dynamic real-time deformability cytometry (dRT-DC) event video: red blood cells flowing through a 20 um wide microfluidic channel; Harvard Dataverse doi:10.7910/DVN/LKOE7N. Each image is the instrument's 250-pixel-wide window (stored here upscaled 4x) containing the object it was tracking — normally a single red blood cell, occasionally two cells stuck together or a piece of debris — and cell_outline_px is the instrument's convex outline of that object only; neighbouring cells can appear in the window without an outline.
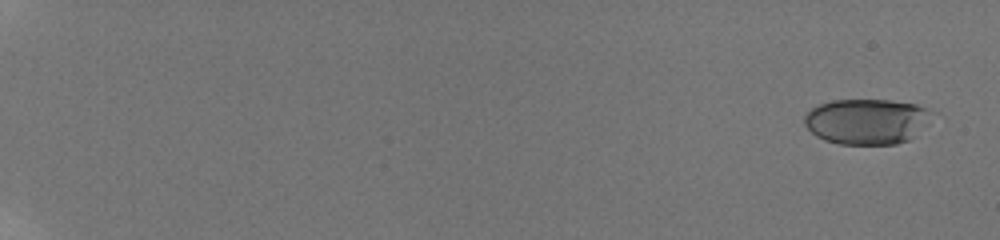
{"species": "human", "species_latin": "Homo sapiens", "temperature_condition": "room temperature", "stored_images_in_passage": 15, "camera_frame_rate_fps": 3000, "um_per_image_px": 0.085, "donor": {"sex": "male"}, "frame": {"image": 1, "passage_image": 1, "time_ms": 0.0, "image_size_px": [1000, 240], "cell_outline_px": [[936, 112], [928, 124], [908, 140], [896, 144], [840, 144], [824, 140], [816, 136], [804, 124], [804, 116], [812, 108], [820, 104], [832, 100], [892, 100], [916, 104]], "centroid_in_image_um": [73.71, 10.31], "position_along_channel_um": 11.3, "area_um2": 34.04}}
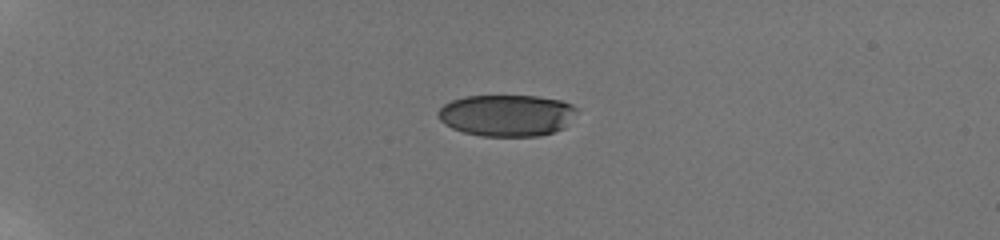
{"frame": {"image": 2, "passage_image": 10, "time_ms": 5.0, "image_size_px": [1000, 240], "cell_outline_px": [[580, 108], [564, 128], [540, 136], [480, 136], [464, 132], [452, 128], [444, 124], [440, 120], [436, 112], [444, 104], [452, 100], [464, 96], [536, 96], [560, 100], [572, 104]], "centroid_in_image_um": [43.08, 9.8], "position_along_channel_um": 41.9, "area_um2": 33.87}}
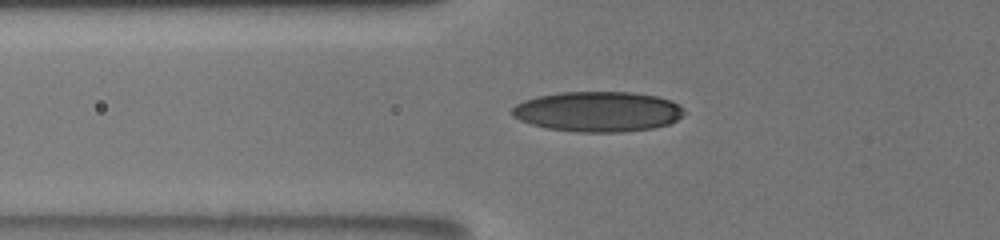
{"frame": {"image": 3, "passage_image": 14, "time_ms": 7.667, "image_size_px": [1000, 240], "cell_outline_px": [[684, 112], [676, 120], [668, 124], [652, 128], [620, 132], [576, 132], [548, 128], [532, 124], [520, 120], [512, 116], [512, 108], [516, 104], [524, 100], [536, 96], [560, 92], [632, 92], [656, 96], [672, 100], [680, 104]], "centroid_in_image_um": [50.81, 9.48], "position_along_channel_um": 75.0, "area_um2": 40.34}}